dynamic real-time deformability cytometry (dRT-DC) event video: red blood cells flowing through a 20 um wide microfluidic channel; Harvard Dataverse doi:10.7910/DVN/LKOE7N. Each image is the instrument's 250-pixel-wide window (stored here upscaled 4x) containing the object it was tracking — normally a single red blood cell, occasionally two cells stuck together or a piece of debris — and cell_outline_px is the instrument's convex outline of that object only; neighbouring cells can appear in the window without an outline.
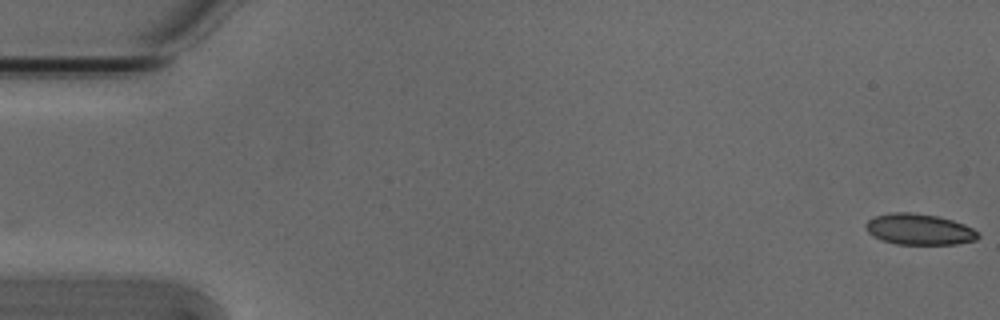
{"species": "Egyptian fruit bat (a non-hibernating species)", "species_latin": "Rousettus aegyptiacus", "temperature_condition": "cold", "stored_images_in_passage": 2, "camera_frame_rate_fps": 3000, "um_per_image_px": 0.085, "animal": {"sex": "male"}, "frame": {"image": 1, "passage_image": 2, "time_ms": 0.333, "image_size_px": [1000, 320], "cell_outline_px": [[980, 236], [976, 240], [956, 244], [896, 244], [872, 236], [864, 228], [864, 224], [872, 216], [892, 212], [912, 212], [940, 216], [964, 224], [980, 232]], "centroid_in_image_um": [78.12, 19.48], "position_along_channel_um": 6.9, "area_um2": 20.58}}